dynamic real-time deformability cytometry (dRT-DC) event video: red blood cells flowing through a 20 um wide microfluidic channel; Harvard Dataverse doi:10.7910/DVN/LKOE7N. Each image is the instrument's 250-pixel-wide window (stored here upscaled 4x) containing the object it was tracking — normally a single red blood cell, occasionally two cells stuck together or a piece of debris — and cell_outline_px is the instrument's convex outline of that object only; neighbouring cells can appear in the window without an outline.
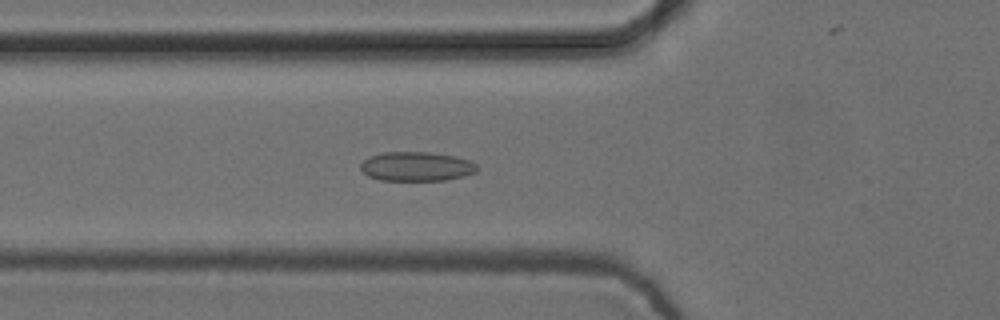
{"species": "common noctule bat (a hibernating species)", "species_latin": "Nyctalus noctula", "temperature_condition": "cold", "stored_images_in_passage": 55, "camera_frame_rate_fps": 3000, "um_per_image_px": 0.085, "animal": {"sex": "female", "body_mass_g": 24.6, "forearm_length_mm": 56.2}, "frame": {"image": 1, "passage_image": 20, "time_ms": 6.333, "image_size_px": [1000, 320], "cell_outline_px": [[480, 168], [476, 172], [464, 176], [444, 180], [380, 180], [368, 176], [360, 168], [360, 164], [368, 156], [384, 152], [428, 152], [456, 156], [468, 160], [476, 164]], "centroid_in_image_um": [35.41, 14.14], "position_along_channel_um": 90.4, "area_um2": 19.94}}
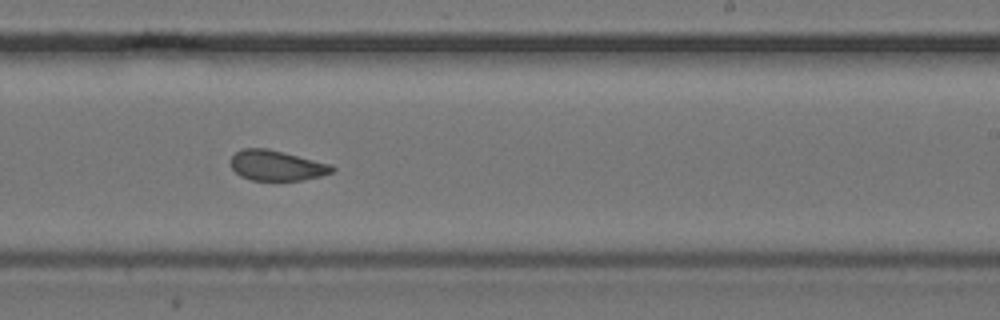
{"frame": {"image": 2, "passage_image": 34, "time_ms": 11.0, "image_size_px": [1000, 320], "cell_outline_px": [[336, 168], [332, 172], [320, 176], [300, 180], [252, 180], [240, 176], [232, 168], [232, 156], [236, 152], [244, 148], [268, 148], [332, 164]], "centroid_in_image_um": [23.54, 14.06], "position_along_channel_um": 265.5, "area_um2": 17.8}}
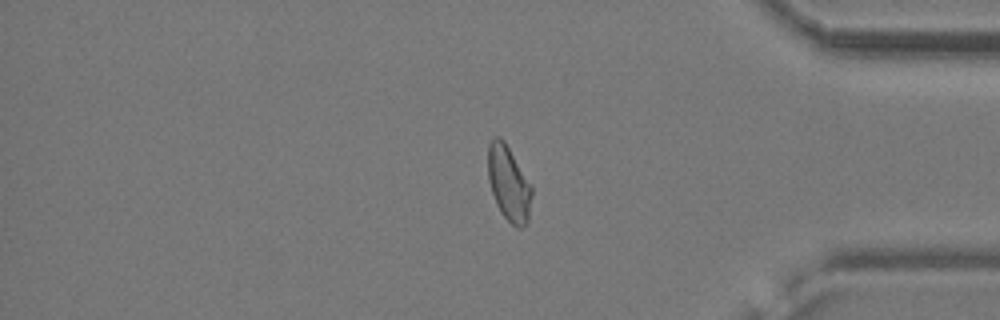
{"frame": {"image": 3, "passage_image": 46, "time_ms": 15.0, "image_size_px": [1000, 320], "cell_outline_px": [[532, 196], [528, 224], [520, 228], [516, 228], [504, 216], [496, 204], [488, 180], [488, 144], [496, 136], [500, 136], [504, 140], [532, 184]], "centroid_in_image_um": [43.26, 15.6], "position_along_channel_um": 391.9, "area_um2": 19.42}, "authors_computed_cell_mechanics": {"area_um2": 19.3052, "velocity_mm_per_s": 3.7366, "shape_relaxation_time_tau1_ms": null, "shape_relaxation_time_tau2_ms": 2.4886, "deformation_change_tau1": null, "deformation_change_tau2": 0.0648}}